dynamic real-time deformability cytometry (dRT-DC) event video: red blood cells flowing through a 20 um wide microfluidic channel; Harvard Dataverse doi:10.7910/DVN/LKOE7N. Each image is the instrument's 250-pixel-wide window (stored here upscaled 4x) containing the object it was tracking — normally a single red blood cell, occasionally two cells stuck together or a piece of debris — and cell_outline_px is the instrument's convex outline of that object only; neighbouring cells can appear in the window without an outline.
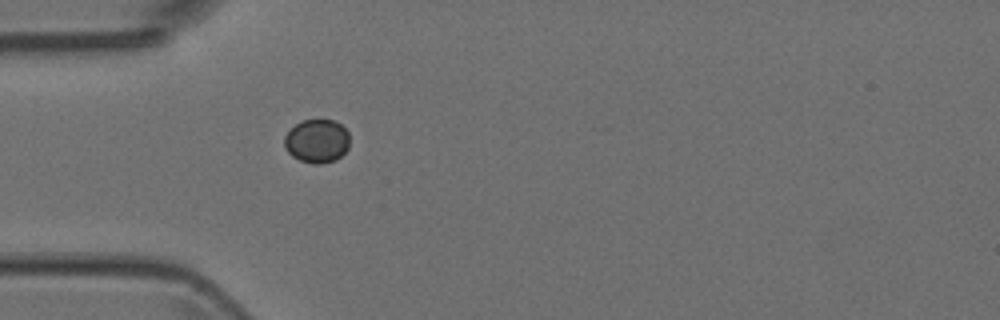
{"species": "Egyptian fruit bat (a non-hibernating species)", "species_latin": "Rousettus aegyptiacus", "temperature_condition": "room temperature", "stored_images_in_passage": 5, "camera_frame_rate_fps": 3000, "um_per_image_px": 0.085, "animal": {"sex": "female"}, "frame": {"image": 1, "passage_image": 5, "time_ms": 1.333, "image_size_px": [1000, 320], "cell_outline_px": [[348, 148], [336, 160], [320, 164], [316, 164], [300, 160], [292, 156], [288, 152], [284, 144], [284, 136], [296, 124], [304, 120], [332, 120], [340, 124], [348, 132]], "centroid_in_image_um": [26.93, 11.99], "position_along_channel_um": 58.1, "area_um2": 16.36}}